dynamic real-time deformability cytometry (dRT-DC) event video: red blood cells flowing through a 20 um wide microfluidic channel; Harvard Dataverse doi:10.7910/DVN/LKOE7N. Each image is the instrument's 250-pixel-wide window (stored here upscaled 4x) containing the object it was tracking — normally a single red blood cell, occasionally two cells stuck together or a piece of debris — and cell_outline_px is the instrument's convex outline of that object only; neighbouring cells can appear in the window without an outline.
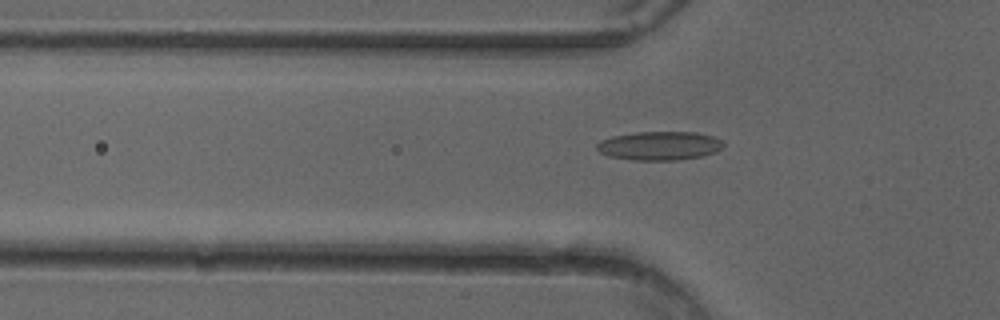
{"species": "common noctule bat (a hibernating species)", "species_latin": "Nyctalus noctula", "temperature_condition": "cold", "stored_images_in_passage": 42, "camera_frame_rate_fps": 3000, "um_per_image_px": 0.085, "animal": {"sex": "female"}, "frame": {"image": 1, "passage_image": 7, "time_ms": 2.0, "image_size_px": [1000, 320], "cell_outline_px": [[724, 144], [716, 152], [704, 156], [676, 160], [632, 160], [608, 156], [600, 152], [596, 148], [596, 144], [600, 140], [612, 136], [636, 132], [696, 132], [712, 136], [724, 140]], "centroid_in_image_um": [56.06, 12.39], "position_along_channel_um": 69.7, "area_um2": 21.39}}
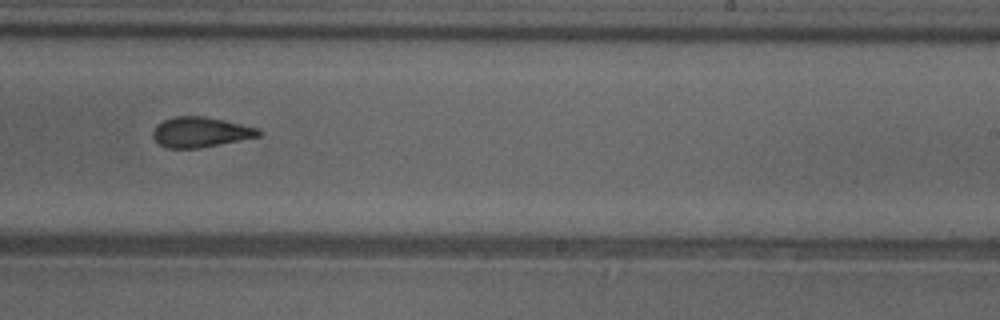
{"frame": {"image": 2, "passage_image": 22, "time_ms": 7.0, "image_size_px": [1000, 320], "cell_outline_px": [[260, 136], [200, 148], [168, 148], [160, 144], [152, 136], [152, 132], [156, 124], [172, 116], [200, 116], [240, 124], [256, 128], [260, 132]], "centroid_in_image_um": [16.97, 11.23], "position_along_channel_um": 272.0, "area_um2": 18.26}}
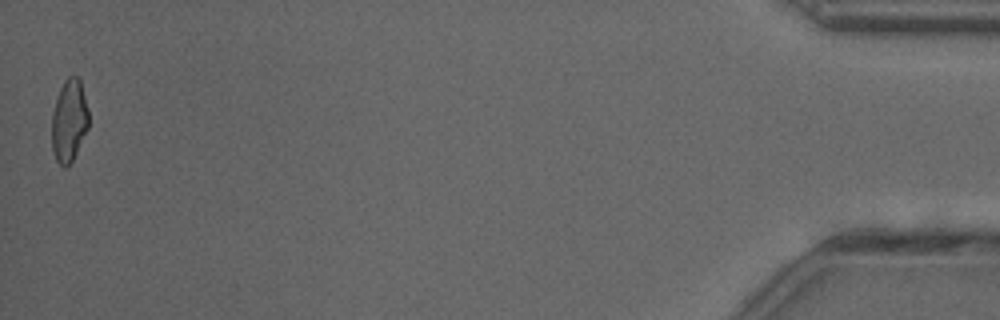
{"frame": {"image": 3, "passage_image": 41, "time_ms": 13.333, "image_size_px": [1000, 320], "cell_outline_px": [[88, 128], [72, 160], [64, 168], [56, 160], [52, 148], [52, 112], [60, 88], [64, 80], [68, 76], [76, 76], [80, 80], [88, 108]], "centroid_in_image_um": [5.87, 10.23], "position_along_channel_um": 429.3, "area_um2": 17.51}}